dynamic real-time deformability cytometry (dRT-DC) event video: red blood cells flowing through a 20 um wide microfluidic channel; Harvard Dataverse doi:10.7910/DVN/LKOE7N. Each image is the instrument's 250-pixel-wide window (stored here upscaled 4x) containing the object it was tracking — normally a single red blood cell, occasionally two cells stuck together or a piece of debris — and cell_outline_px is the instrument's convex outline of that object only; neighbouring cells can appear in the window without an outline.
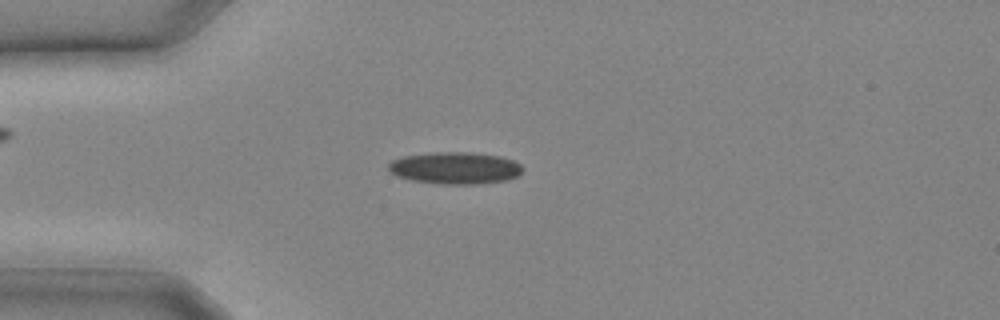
{"species": "common noctule bat (a hibernating species)", "species_latin": "Nyctalus noctula", "temperature_condition": "cold", "stored_images_in_passage": 8, "camera_frame_rate_fps": 3000, "um_per_image_px": 0.085, "animal": {"sex": "male", "body_mass_g": 20.4}, "frame": {"image": 1, "passage_image": 7, "time_ms": 2.0, "image_size_px": [1000, 320], "cell_outline_px": [[524, 168], [516, 176], [508, 180], [480, 184], [440, 184], [412, 180], [396, 176], [388, 168], [388, 164], [392, 160], [404, 156], [436, 152], [472, 152], [500, 156], [512, 160], [520, 164]], "centroid_in_image_um": [38.69, 14.28], "position_along_channel_um": 46.3, "area_um2": 25.03}}